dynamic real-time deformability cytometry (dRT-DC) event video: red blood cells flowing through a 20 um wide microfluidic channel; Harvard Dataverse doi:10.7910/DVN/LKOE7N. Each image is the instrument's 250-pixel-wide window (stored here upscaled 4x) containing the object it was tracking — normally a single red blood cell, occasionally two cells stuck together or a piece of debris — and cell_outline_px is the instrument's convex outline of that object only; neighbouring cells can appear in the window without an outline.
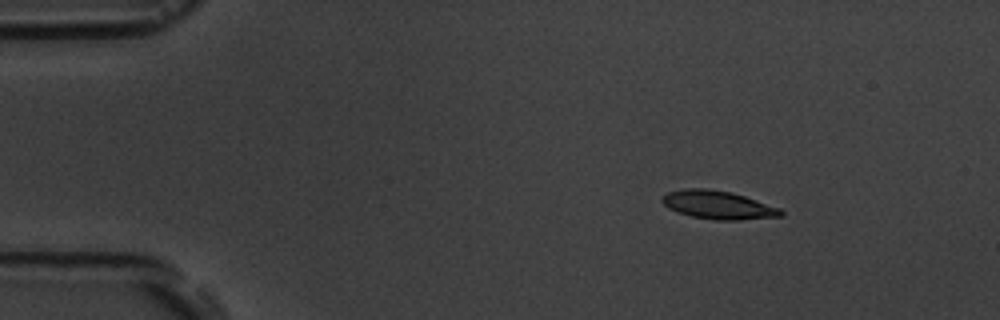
{"species": "common noctule bat (a hibernating species)", "species_latin": "Nyctalus noctula", "temperature_condition": "room temperature", "stored_images_in_passage": 4, "camera_frame_rate_fps": 3000, "um_per_image_px": 0.085, "animal": {"sex": "male", "body_mass_g": 19.5, "forearm_length_mm": 54.6}, "frame": {"image": 1, "passage_image": 2, "time_ms": 2.0, "image_size_px": [1000, 320], "cell_outline_px": [[784, 216], [740, 220], [716, 220], [692, 216], [676, 212], [668, 208], [660, 200], [660, 196], [668, 192], [688, 188], [708, 188], [732, 192], [780, 208], [784, 212]], "centroid_in_image_um": [61.02, 17.42], "position_along_channel_um": 24.0, "area_um2": 19.71}}